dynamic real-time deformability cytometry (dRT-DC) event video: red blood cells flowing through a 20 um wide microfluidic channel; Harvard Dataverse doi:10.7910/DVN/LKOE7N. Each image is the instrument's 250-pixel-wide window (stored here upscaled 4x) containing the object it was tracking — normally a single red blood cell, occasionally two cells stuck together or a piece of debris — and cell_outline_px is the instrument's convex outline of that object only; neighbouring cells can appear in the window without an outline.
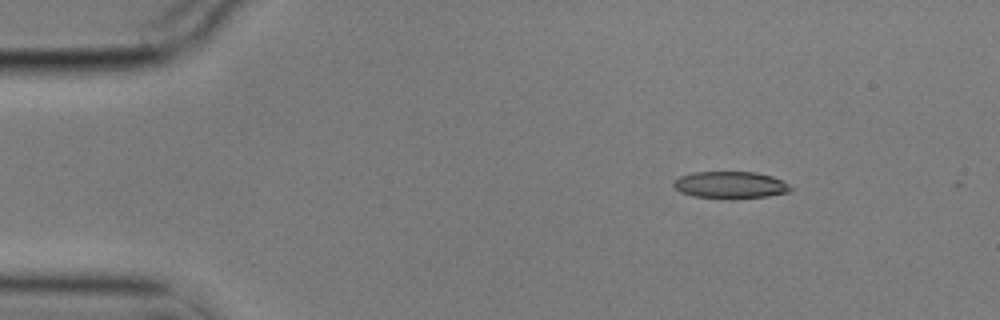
{"species": "common noctule bat (a hibernating species)", "species_latin": "Nyctalus noctula", "temperature_condition": "cold", "stored_images_in_passage": 8, "camera_frame_rate_fps": 3000, "um_per_image_px": 0.085, "animal": {"sex": "male", "body_mass_g": 17.9}, "frame": {"image": 1, "passage_image": 1, "time_ms": 0.0, "image_size_px": [1000, 320], "cell_outline_px": [[792, 188], [788, 192], [768, 196], [732, 200], [728, 200], [692, 196], [680, 192], [672, 184], [672, 180], [680, 176], [692, 172], [756, 172], [772, 176], [788, 184]], "centroid_in_image_um": [62.03, 15.74], "position_along_channel_um": 23.0, "area_um2": 18.79}}